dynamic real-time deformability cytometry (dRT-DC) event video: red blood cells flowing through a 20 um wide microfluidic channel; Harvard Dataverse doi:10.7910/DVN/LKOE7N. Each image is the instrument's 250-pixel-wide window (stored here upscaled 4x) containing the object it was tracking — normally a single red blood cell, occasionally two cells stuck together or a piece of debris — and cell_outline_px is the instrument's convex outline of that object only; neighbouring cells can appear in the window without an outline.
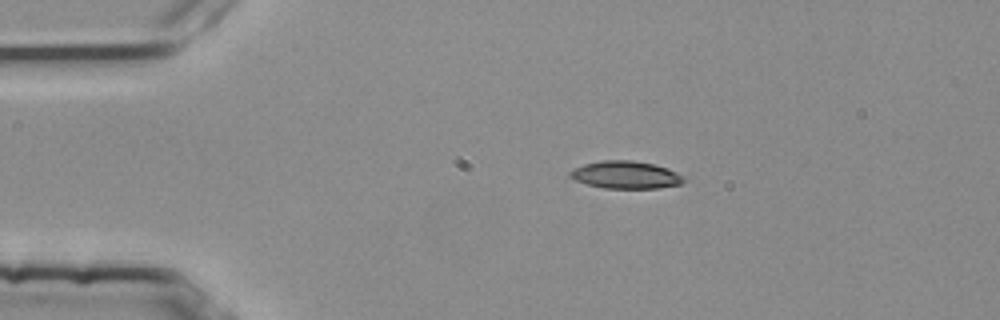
{"species": "common noctule bat (a hibernating species)", "species_latin": "Nyctalus noctula", "temperature_condition": "room temperature", "stored_images_in_passage": 2, "camera_frame_rate_fps": 3000, "um_per_image_px": 0.085, "animal": {"sex": "female", "body_mass_g": 25.1}, "frame": {"image": 1, "passage_image": 1, "time_ms": 0.0, "image_size_px": [1000, 320], "cell_outline_px": [[688, 176], [680, 184], [660, 188], [604, 188], [588, 184], [576, 180], [568, 176], [568, 172], [584, 164], [600, 160], [632, 160], [656, 164], [668, 168]], "centroid_in_image_um": [53.24, 14.85], "position_along_channel_um": 31.8, "area_um2": 18.44}}